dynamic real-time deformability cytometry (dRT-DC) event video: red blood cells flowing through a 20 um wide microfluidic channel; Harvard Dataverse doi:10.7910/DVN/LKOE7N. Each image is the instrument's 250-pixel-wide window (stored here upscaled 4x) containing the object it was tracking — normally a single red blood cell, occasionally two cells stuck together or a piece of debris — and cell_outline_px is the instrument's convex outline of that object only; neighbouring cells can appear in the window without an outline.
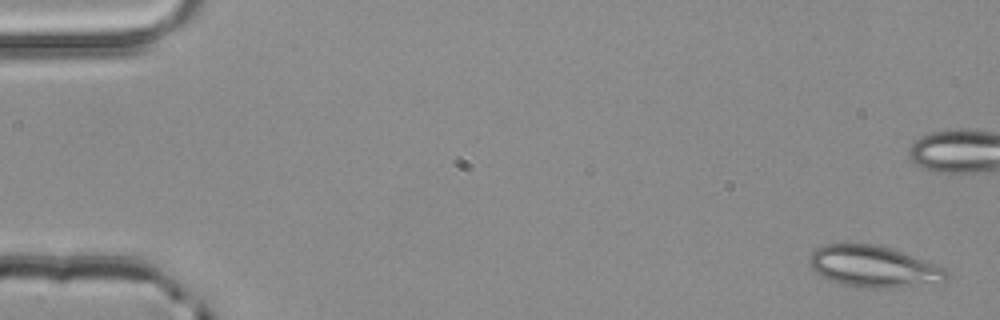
{"species": "common noctule bat (a hibernating species)", "species_latin": "Nyctalus noctula", "temperature_condition": "room temperature", "stored_images_in_passage": 4, "camera_frame_rate_fps": 3000, "um_per_image_px": 0.085, "animal": {"sex": "male", "body_mass_g": 20.4}, "frame": {"image": 1, "passage_image": 1, "time_ms": 0.0, "image_size_px": [1000, 320], "cell_outline_px": [[948, 280], [940, 284], [920, 288], [844, 284], [832, 280], [816, 272], [812, 268], [808, 256], [816, 248], [824, 244], [872, 244], [888, 248], [924, 260], [944, 268], [948, 272]], "centroid_in_image_um": [74.35, 22.66], "position_along_channel_um": 10.7, "area_um2": 32.54}}